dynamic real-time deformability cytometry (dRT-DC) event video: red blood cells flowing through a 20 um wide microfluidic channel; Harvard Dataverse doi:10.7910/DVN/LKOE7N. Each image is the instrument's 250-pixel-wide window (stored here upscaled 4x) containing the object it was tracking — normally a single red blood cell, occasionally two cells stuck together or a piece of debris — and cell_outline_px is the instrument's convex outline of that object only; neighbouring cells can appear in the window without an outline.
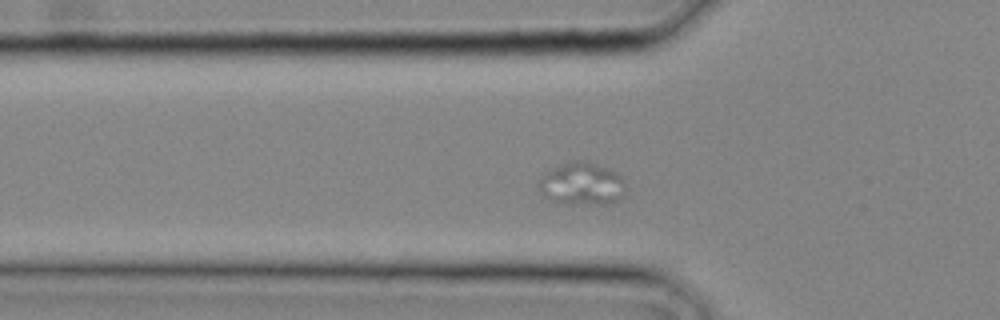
{"species": "common noctule bat (a hibernating species)", "species_latin": "Nyctalus noctula", "temperature_condition": "cold", "stored_images_in_passage": 12, "camera_frame_rate_fps": 3000, "um_per_image_px": 0.085, "animal": {"sex": "male", "body_mass_g": 20.4}, "frame": {"image": 1, "passage_image": 6, "time_ms": 1.667, "image_size_px": [1000, 320], "cell_outline_px": [[624, 180], [620, 196], [616, 200], [604, 204], [564, 204], [552, 200], [544, 196], [540, 192], [540, 180], [544, 172], [560, 164], [572, 160], [584, 160], [604, 168], [620, 176]], "centroid_in_image_um": [49.37, 15.62], "position_along_channel_um": 76.4, "area_um2": 21.04}}
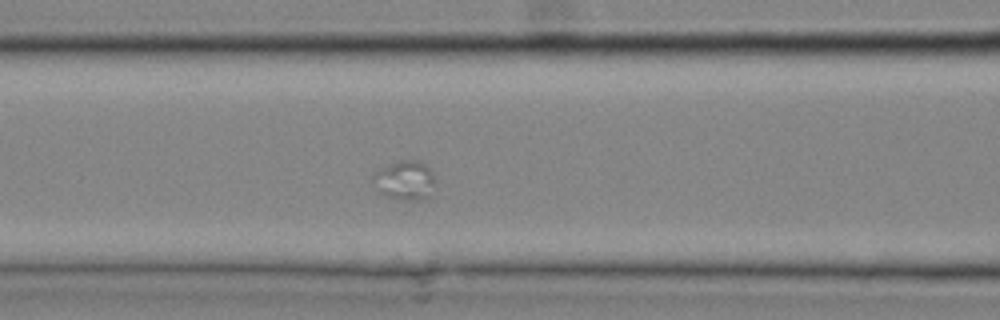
{"frame": {"image": 2, "passage_image": 9, "time_ms": 2.667, "image_size_px": [1000, 320], "cell_outline_px": [[432, 184], [428, 200], [404, 200], [384, 196], [380, 192], [372, 180], [372, 172], [388, 164], [400, 160], [420, 160], [428, 168], [432, 176]], "centroid_in_image_um": [34.35, 15.33], "position_along_channel_um": 132.3, "area_um2": 14.16}}
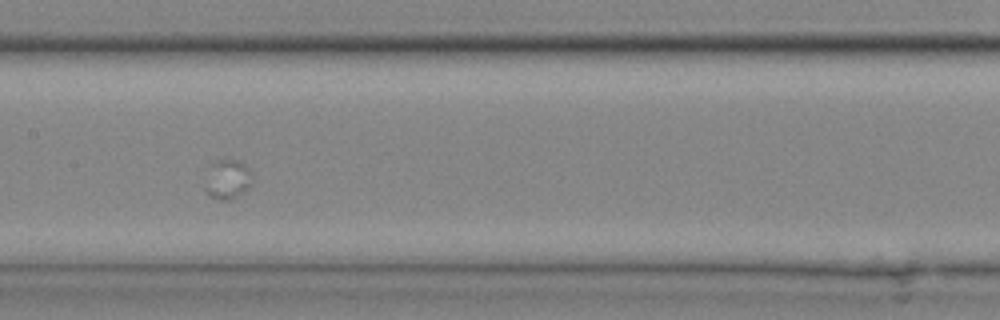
{"frame": {"image": 3, "passage_image": 12, "time_ms": 3.667, "image_size_px": [1000, 320], "cell_outline_px": [[252, 184], [244, 192], [228, 200], [220, 200], [204, 192], [204, 188], [208, 164], [216, 160], [240, 160], [248, 168]], "centroid_in_image_um": [19.28, 15.23], "position_along_channel_um": 188.1, "area_um2": 10.98}}